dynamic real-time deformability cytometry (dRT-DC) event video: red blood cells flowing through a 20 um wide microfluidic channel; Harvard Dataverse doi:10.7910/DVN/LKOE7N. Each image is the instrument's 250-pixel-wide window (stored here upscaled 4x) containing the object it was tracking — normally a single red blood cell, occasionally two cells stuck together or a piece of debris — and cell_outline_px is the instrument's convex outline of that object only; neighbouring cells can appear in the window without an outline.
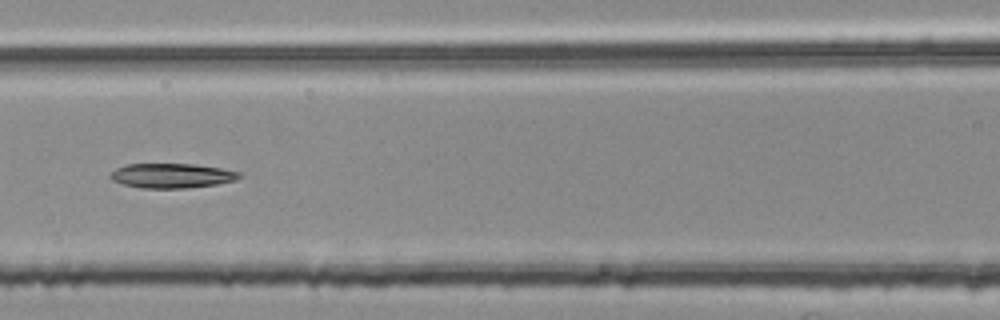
{"species": "common noctule bat (a hibernating species)", "species_latin": "Nyctalus noctula", "temperature_condition": "room temperature", "stored_images_in_passage": 51, "segment_of_instrument_passage": [2, 2], "camera_frame_rate_fps": 3000, "um_per_image_px": 0.085, "animal": {"sex": "female", "body_mass_g": 25.1}, "frame": {"image": 1, "passage_image": 22, "time_ms": 7.0, "image_size_px": [1000, 320], "cell_outline_px": [[240, 176], [236, 180], [216, 184], [184, 188], [144, 188], [124, 184], [112, 180], [108, 176], [116, 168], [128, 164], [192, 164], [220, 168], [240, 172]], "centroid_in_image_um": [14.58, 14.93], "position_along_channel_um": 152.0, "area_um2": 18.26}}
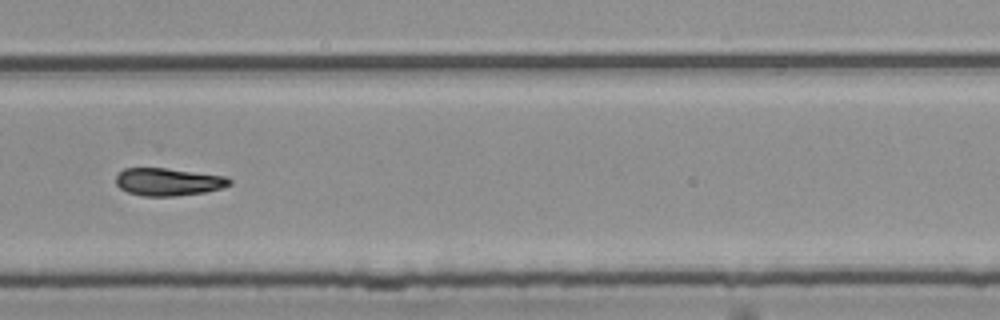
{"frame": {"image": 2, "passage_image": 35, "time_ms": 11.333, "image_size_px": [1000, 320], "cell_outline_px": [[232, 184], [220, 188], [204, 192], [176, 196], [144, 196], [128, 192], [120, 188], [116, 184], [116, 176], [124, 168], [164, 168], [224, 176], [232, 180]], "centroid_in_image_um": [14.28, 15.46], "position_along_channel_um": 315.5, "area_um2": 18.09}}
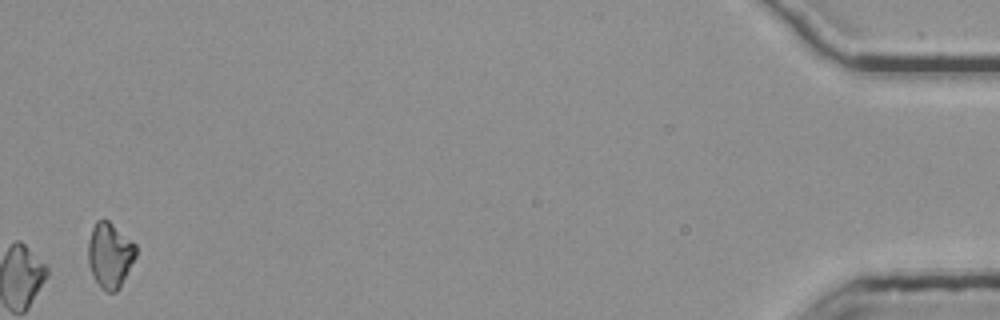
{"frame": {"image": 3, "passage_image": 51, "time_ms": 16.667, "image_size_px": [1000, 320], "cell_outline_px": [[136, 256], [120, 288], [116, 292], [108, 292], [96, 280], [88, 264], [88, 240], [92, 228], [96, 220], [108, 220], [136, 244]], "centroid_in_image_um": [9.35, 21.67], "position_along_channel_um": 425.9, "area_um2": 17.98}}